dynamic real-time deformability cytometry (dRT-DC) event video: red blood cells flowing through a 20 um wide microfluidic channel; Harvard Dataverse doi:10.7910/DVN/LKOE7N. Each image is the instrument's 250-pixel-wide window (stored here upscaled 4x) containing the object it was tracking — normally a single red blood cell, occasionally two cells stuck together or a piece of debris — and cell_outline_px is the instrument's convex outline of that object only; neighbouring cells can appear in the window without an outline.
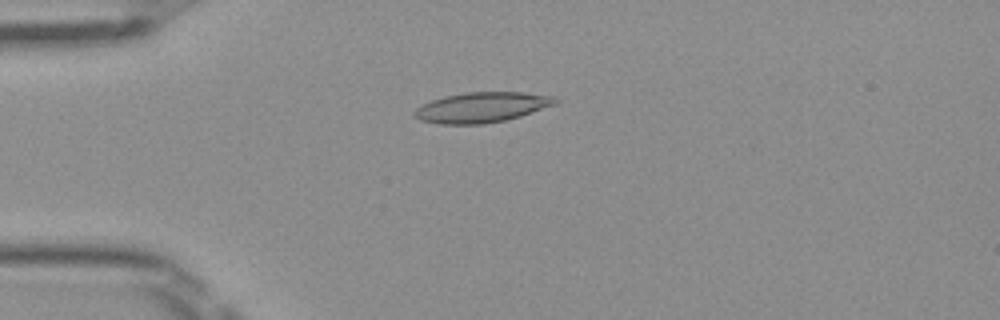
{"species": "Egyptian fruit bat (a non-hibernating species)", "species_latin": "Rousettus aegyptiacus", "temperature_condition": "room temperature", "stored_images_in_passage": 50, "camera_frame_rate_fps": 3000, "um_per_image_px": 0.085, "frame": {"image": 1, "passage_image": 13, "time_ms": 4.0, "image_size_px": [1000, 320], "cell_outline_px": [[560, 100], [556, 104], [520, 116], [504, 120], [484, 124], [440, 124], [420, 120], [412, 116], [412, 112], [416, 108], [432, 100], [444, 96], [464, 92], [524, 92], [556, 96]], "centroid_in_image_um": [40.95, 9.11], "position_along_channel_um": 44.0, "area_um2": 24.97}}
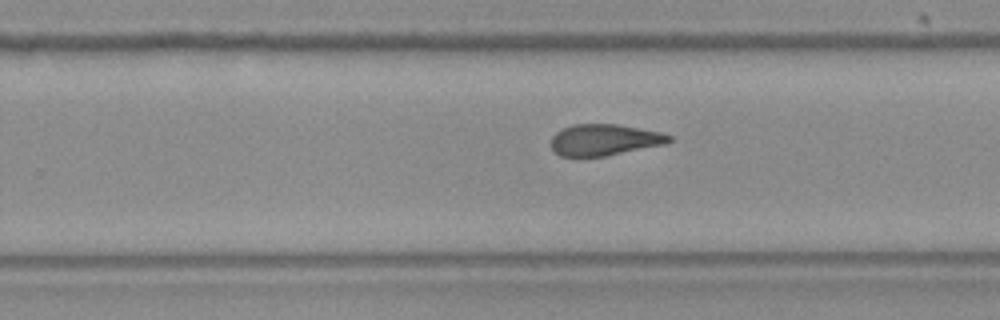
{"frame": {"image": 2, "passage_image": 32, "time_ms": 10.333, "image_size_px": [1000, 320], "cell_outline_px": [[672, 140], [668, 144], [604, 156], [560, 156], [552, 148], [552, 136], [556, 132], [572, 124], [616, 124], [660, 132], [672, 136]], "centroid_in_image_um": [51.4, 11.88], "position_along_channel_um": 278.4, "area_um2": 21.44}}
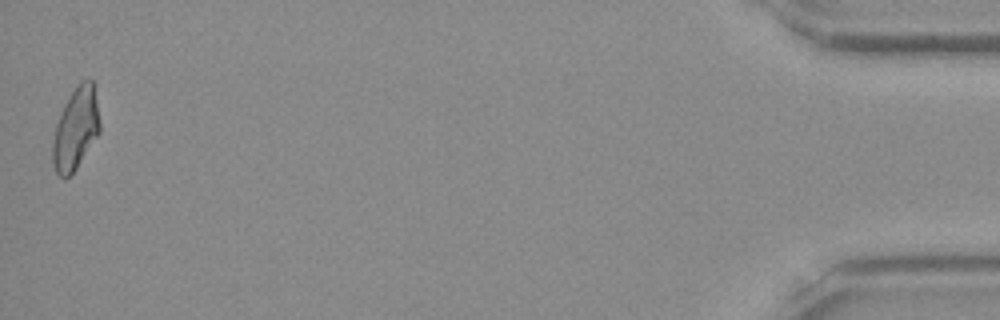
{"frame": {"image": 3, "passage_image": 50, "time_ms": 16.333, "image_size_px": [1000, 320], "cell_outline_px": [[100, 132], [76, 168], [64, 180], [56, 172], [52, 164], [52, 140], [56, 124], [60, 112], [68, 96], [80, 80], [92, 80], [100, 120]], "centroid_in_image_um": [6.41, 10.95], "position_along_channel_um": 428.8, "area_um2": 22.54}, "authors_computed_cell_mechanics": {"area_um2": 22.8599, "velocity_mm_per_s": 4.045, "shape_relaxation_time_tau1_ms": null, "shape_relaxation_time_tau2_ms": 3.7274, "deformation_change_tau1": null, "deformation_change_tau2": 0.0901}}